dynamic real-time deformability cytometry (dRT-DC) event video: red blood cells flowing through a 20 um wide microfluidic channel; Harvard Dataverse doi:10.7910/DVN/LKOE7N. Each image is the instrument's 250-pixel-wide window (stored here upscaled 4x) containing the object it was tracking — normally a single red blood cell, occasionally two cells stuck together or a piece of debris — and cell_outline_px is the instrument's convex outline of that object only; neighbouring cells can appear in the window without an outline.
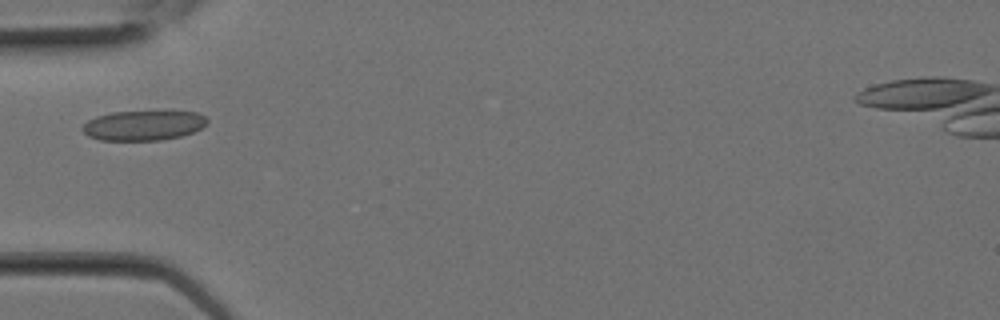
{"species": "Egyptian fruit bat (a non-hibernating species)", "species_latin": "Rousettus aegyptiacus", "temperature_condition": "room temperature", "stored_images_in_passage": 7, "camera_frame_rate_fps": 3000, "um_per_image_px": 0.085, "animal": {"sex": "female"}, "frame": {"image": 1, "passage_image": 6, "time_ms": 1.667, "image_size_px": [1000, 320], "cell_outline_px": [[208, 124], [192, 132], [180, 136], [160, 140], [100, 140], [88, 136], [80, 128], [88, 120], [96, 116], [112, 112], [196, 112], [204, 116], [208, 120]], "centroid_in_image_um": [12.16, 10.67], "position_along_channel_um": 72.8, "area_um2": 21.5}}